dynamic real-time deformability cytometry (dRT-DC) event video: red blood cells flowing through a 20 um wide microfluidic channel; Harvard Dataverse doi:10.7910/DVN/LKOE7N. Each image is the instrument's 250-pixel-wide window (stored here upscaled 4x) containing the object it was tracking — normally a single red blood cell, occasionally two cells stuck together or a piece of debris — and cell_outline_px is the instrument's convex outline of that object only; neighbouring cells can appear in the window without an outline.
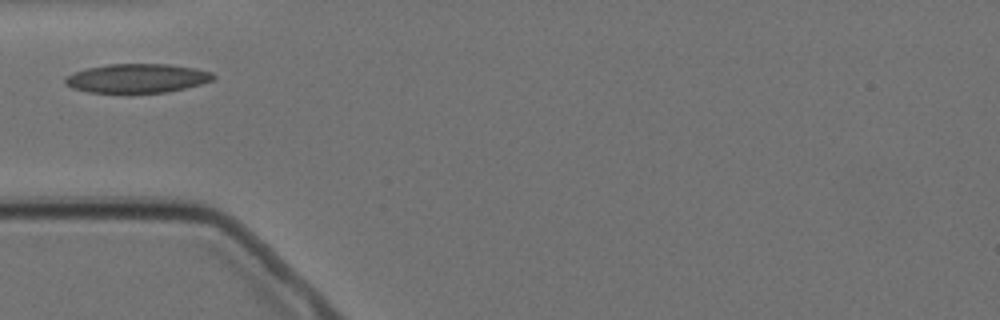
{"species": "Egyptian fruit bat (a non-hibernating species)", "species_latin": "Rousettus aegyptiacus", "temperature_condition": "cold", "stored_images_in_passage": 1, "camera_frame_rate_fps": 3000, "um_per_image_px": 0.085, "animal": {"sex": "female"}, "frame": {"image": 1, "passage_image": 1, "time_ms": 0.0, "image_size_px": [1000, 320], "cell_outline_px": [[216, 76], [212, 80], [200, 84], [168, 92], [88, 92], [72, 88], [64, 84], [64, 80], [72, 72], [88, 68], [108, 64], [168, 64], [196, 68], [212, 72]], "centroid_in_image_um": [11.65, 6.64], "position_along_channel_um": 73.4, "area_um2": 24.91}}